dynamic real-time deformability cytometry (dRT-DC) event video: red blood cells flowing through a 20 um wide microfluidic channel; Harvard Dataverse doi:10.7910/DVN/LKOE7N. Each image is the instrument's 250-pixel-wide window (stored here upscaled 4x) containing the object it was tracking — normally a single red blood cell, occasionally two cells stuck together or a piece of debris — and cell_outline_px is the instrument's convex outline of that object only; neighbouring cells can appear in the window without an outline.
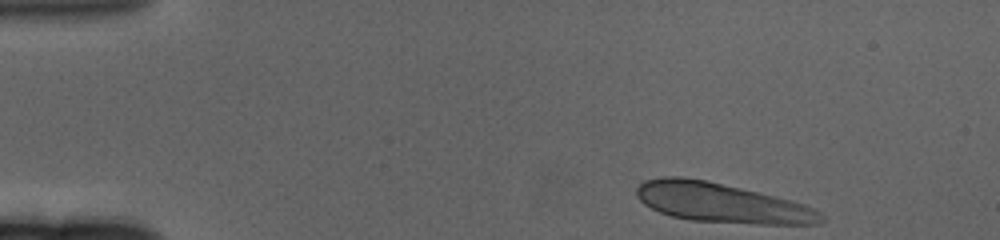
{"species": "human", "species_latin": "Homo sapiens", "temperature_condition": "cold", "stored_images_in_passage": 54, "camera_frame_rate_fps": 3000, "um_per_image_px": 0.085, "donor": {"sex": "female"}, "frame": {"image": 1, "passage_image": 1, "time_ms": 0.0, "image_size_px": [1000, 240], "cell_outline_px": [[824, 220], [820, 224], [756, 224], [688, 220], [672, 216], [660, 212], [644, 204], [636, 196], [636, 188], [644, 180], [664, 176], [684, 176], [708, 180], [760, 192], [792, 200], [804, 204], [820, 212], [824, 216]], "centroid_in_image_um": [61.33, 17.23], "position_along_channel_um": 23.7, "area_um2": 42.83}}
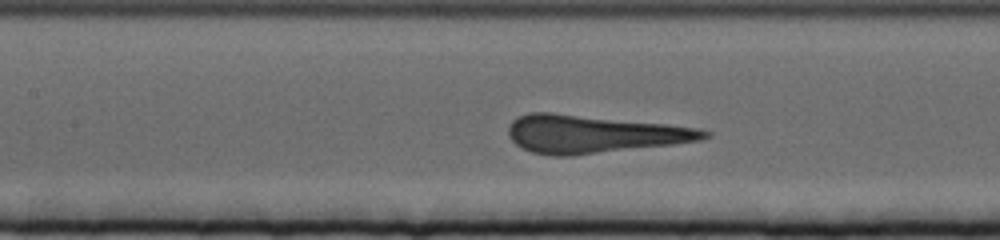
{"frame": {"image": 2, "passage_image": 21, "time_ms": 6.667, "image_size_px": [1000, 240], "cell_outline_px": [[712, 136], [700, 140], [672, 144], [572, 156], [552, 156], [532, 152], [516, 144], [508, 136], [508, 128], [512, 120], [528, 112], [552, 112], [664, 124], [696, 128], [712, 132]], "centroid_in_image_um": [50.41, 11.39], "position_along_channel_um": 157.0, "area_um2": 43.0}}
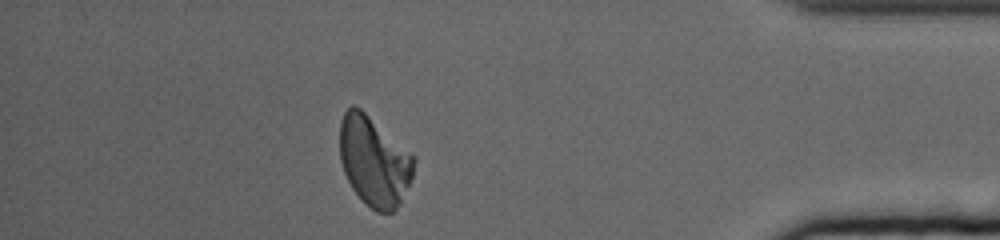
{"frame": {"image": 3, "passage_image": 47, "time_ms": 15.333, "image_size_px": [1000, 240], "cell_outline_px": [[416, 160], [412, 176], [400, 204], [392, 212], [376, 212], [352, 188], [344, 172], [340, 160], [340, 120], [344, 112], [352, 104], [360, 108], [412, 152], [416, 156]], "centroid_in_image_um": [31.81, 13.67], "position_along_channel_um": 403.4, "area_um2": 38.73}}